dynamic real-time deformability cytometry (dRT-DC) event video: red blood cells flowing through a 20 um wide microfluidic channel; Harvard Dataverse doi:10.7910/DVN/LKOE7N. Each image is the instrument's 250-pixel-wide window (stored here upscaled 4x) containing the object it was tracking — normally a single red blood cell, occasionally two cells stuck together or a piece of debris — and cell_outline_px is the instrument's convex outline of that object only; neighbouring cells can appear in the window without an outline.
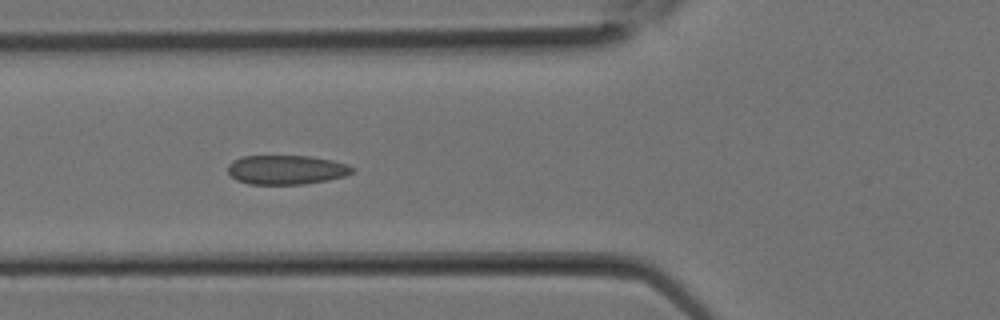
{"species": "Egyptian fruit bat (a non-hibernating species)", "species_latin": "Rousettus aegyptiacus", "temperature_condition": "room temperature", "stored_images_in_passage": 12, "camera_frame_rate_fps": 3000, "um_per_image_px": 0.085, "animal": {"sex": "female"}, "frame": {"image": 1, "passage_image": 9, "time_ms": 2.667, "image_size_px": [1000, 320], "cell_outline_px": [[356, 168], [352, 172], [344, 176], [328, 180], [304, 184], [248, 184], [236, 180], [228, 172], [228, 164], [232, 160], [240, 156], [312, 156], [332, 160], [348, 164]], "centroid_in_image_um": [24.33, 14.42], "position_along_channel_um": 101.5, "area_um2": 21.39}}
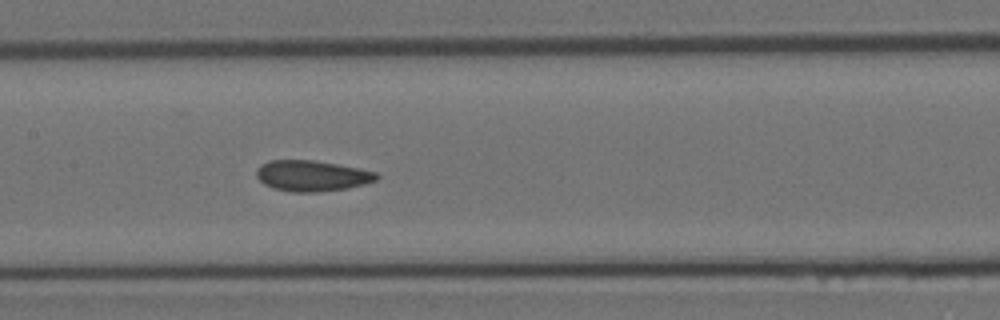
{"frame": {"image": 2, "passage_image": 12, "time_ms": 3.667, "image_size_px": [1000, 320], "cell_outline_px": [[380, 176], [376, 180], [364, 184], [348, 188], [320, 192], [292, 192], [272, 188], [264, 184], [256, 176], [256, 168], [260, 164], [268, 160], [316, 160], [360, 168], [376, 172]], "centroid_in_image_um": [26.5, 14.94], "position_along_channel_um": 180.9, "area_um2": 21.85}}